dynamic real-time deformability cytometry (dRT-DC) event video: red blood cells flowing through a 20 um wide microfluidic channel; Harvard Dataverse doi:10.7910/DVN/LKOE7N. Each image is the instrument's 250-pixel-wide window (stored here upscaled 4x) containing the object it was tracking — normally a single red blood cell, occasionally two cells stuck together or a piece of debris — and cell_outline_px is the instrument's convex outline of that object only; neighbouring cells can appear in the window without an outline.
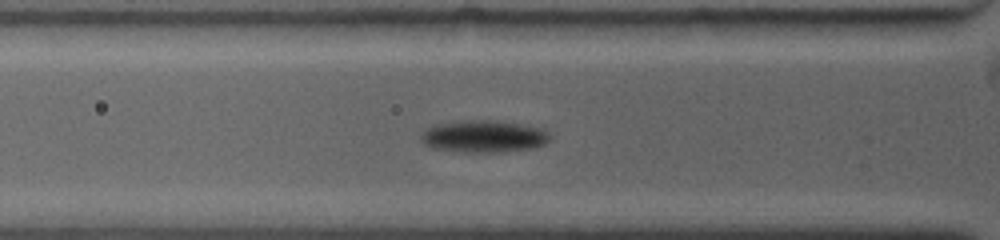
{"species": "common noctule bat (a hibernating species)", "species_latin": "Nyctalus noctula", "temperature_condition": "warm", "stored_images_in_passage": 5, "camera_frame_rate_fps": 4500, "um_per_image_px": 0.085, "animal": {"sex": "female", "body_mass_g": 19.0, "forearm_length_mm": 53.3}, "frame": {"image": 1, "passage_image": 2, "time_ms": 0.667, "image_size_px": [1000, 240], "cell_outline_px": [[548, 140], [544, 144], [536, 148], [508, 152], [464, 152], [432, 148], [424, 144], [420, 140], [420, 136], [428, 128], [436, 124], [464, 120], [488, 120], [516, 124], [536, 128], [548, 132]], "centroid_in_image_um": [41.07, 11.62], "position_along_channel_um": 84.7, "area_um2": 23.87}}
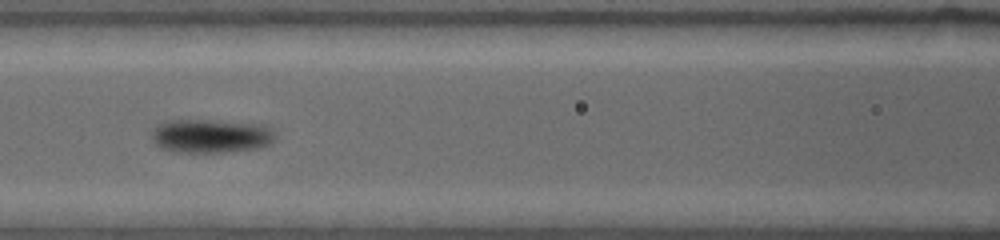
{"frame": {"image": 2, "passage_image": 4, "time_ms": 2.444, "image_size_px": [1000, 240], "cell_outline_px": [[272, 140], [268, 144], [256, 148], [224, 152], [172, 152], [160, 148], [152, 140], [152, 132], [160, 124], [184, 120], [196, 120], [248, 124], [264, 128], [272, 132]], "centroid_in_image_um": [17.8, 11.6], "position_along_channel_um": 148.8, "area_um2": 23.0}}
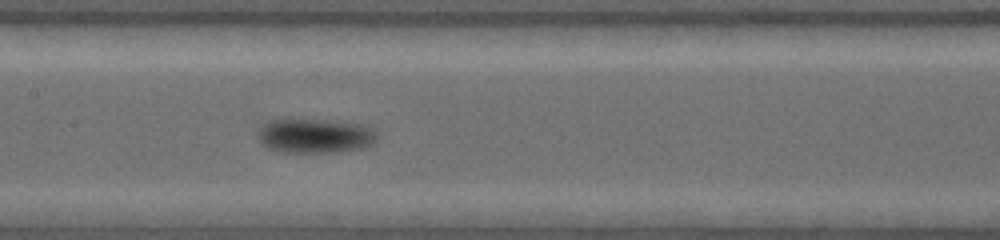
{"frame": {"image": 3, "passage_image": 5, "time_ms": 3.333, "image_size_px": [1000, 240], "cell_outline_px": [[376, 140], [372, 144], [364, 148], [332, 152], [284, 152], [268, 148], [260, 144], [256, 136], [260, 128], [264, 124], [272, 120], [316, 120], [356, 124], [368, 128], [376, 136]], "centroid_in_image_um": [26.69, 11.57], "position_along_channel_um": 180.7, "area_um2": 23.29}}